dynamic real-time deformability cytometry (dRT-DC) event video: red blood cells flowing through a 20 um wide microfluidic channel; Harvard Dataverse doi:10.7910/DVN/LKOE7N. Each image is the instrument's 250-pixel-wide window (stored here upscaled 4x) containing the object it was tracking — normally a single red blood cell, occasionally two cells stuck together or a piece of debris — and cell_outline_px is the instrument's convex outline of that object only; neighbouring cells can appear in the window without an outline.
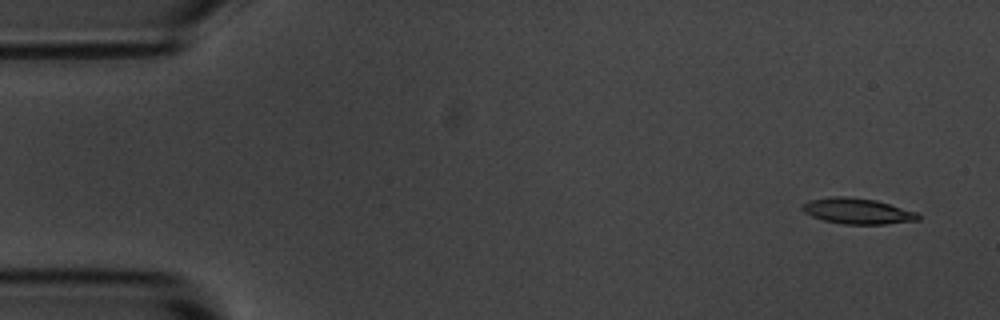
{"species": "common noctule bat (a hibernating species)", "species_latin": "Nyctalus noctula", "temperature_condition": "room temperature", "stored_images_in_passage": 10, "camera_frame_rate_fps": 3000, "um_per_image_px": 0.085, "animal": {"sex": "male", "body_mass_g": 20.1, "forearm_length_mm": 53.5}, "frame": {"image": 1, "passage_image": 1, "time_ms": 0.0, "image_size_px": [1000, 320], "cell_outline_px": [[920, 220], [884, 224], [844, 224], [824, 220], [812, 216], [804, 212], [800, 208], [800, 204], [812, 200], [832, 196], [844, 196], [876, 200], [916, 212], [920, 216]], "centroid_in_image_um": [72.86, 17.94], "position_along_channel_um": 12.1, "area_um2": 17.28}}
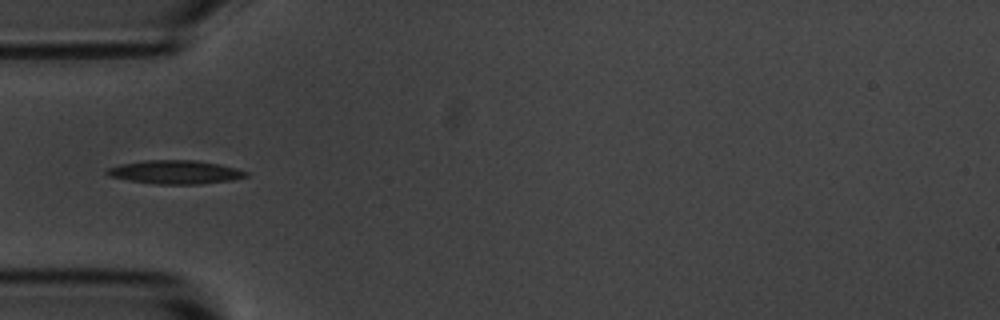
{"frame": {"image": 2, "passage_image": 5, "time_ms": 4.667, "image_size_px": [1000, 320], "cell_outline_px": [[248, 176], [232, 180], [200, 184], [156, 184], [128, 180], [108, 176], [104, 172], [108, 168], [120, 164], [144, 160], [196, 160], [220, 164], [236, 168], [248, 172]], "centroid_in_image_um": [14.89, 14.62], "position_along_channel_um": 70.1, "area_um2": 19.19}}
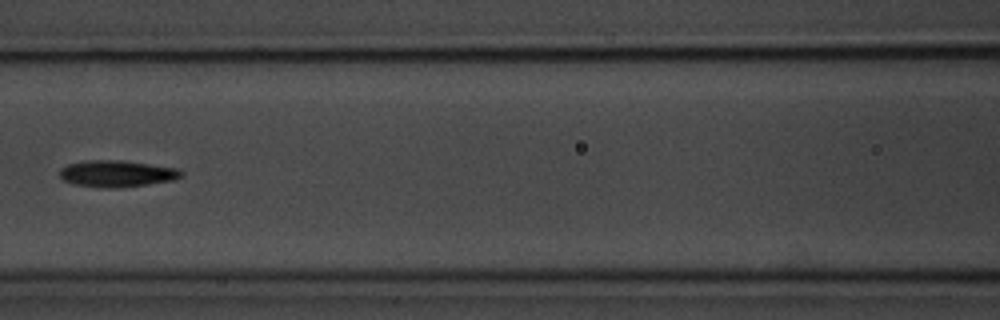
{"frame": {"image": 3, "passage_image": 7, "time_ms": 7.0, "image_size_px": [1000, 320], "cell_outline_px": [[184, 176], [172, 180], [148, 184], [116, 188], [100, 188], [72, 184], [64, 180], [60, 176], [60, 168], [68, 164], [84, 160], [120, 160], [180, 168], [184, 172]], "centroid_in_image_um": [9.94, 14.76], "position_along_channel_um": 156.7, "area_um2": 19.07}}